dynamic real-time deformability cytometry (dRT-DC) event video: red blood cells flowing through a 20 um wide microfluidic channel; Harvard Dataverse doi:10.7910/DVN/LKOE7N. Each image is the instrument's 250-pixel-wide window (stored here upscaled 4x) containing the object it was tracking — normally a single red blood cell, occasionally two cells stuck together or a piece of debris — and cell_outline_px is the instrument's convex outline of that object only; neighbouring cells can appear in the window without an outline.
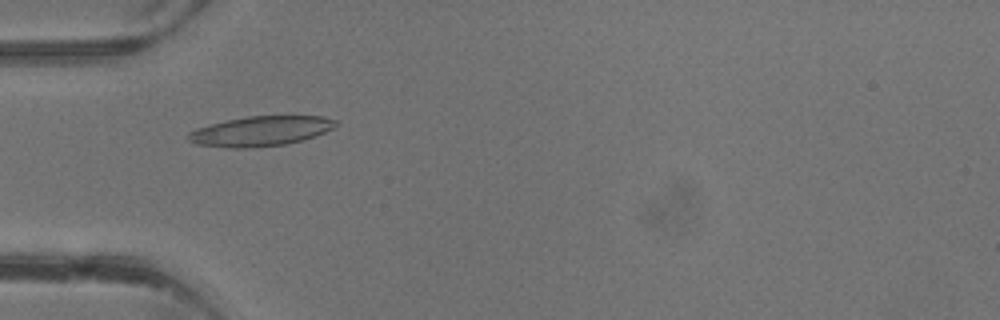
{"species": "common noctule bat (a hibernating species)", "species_latin": "Nyctalus noctula", "temperature_condition": "warm", "stored_images_in_passage": 2, "camera_frame_rate_fps": 3000, "um_per_image_px": 0.085, "animal": {"sex": "male", "body_mass_g": 13.3}, "frame": {"image": 1, "passage_image": 2, "time_ms": 1.333, "image_size_px": [1000, 320], "cell_outline_px": [[336, 124], [332, 128], [316, 136], [284, 144], [248, 148], [228, 148], [196, 144], [188, 140], [184, 136], [188, 132], [196, 128], [228, 120], [248, 116], [324, 116], [336, 120]], "centroid_in_image_um": [22.1, 11.15], "position_along_channel_um": 62.9, "area_um2": 25.55}}